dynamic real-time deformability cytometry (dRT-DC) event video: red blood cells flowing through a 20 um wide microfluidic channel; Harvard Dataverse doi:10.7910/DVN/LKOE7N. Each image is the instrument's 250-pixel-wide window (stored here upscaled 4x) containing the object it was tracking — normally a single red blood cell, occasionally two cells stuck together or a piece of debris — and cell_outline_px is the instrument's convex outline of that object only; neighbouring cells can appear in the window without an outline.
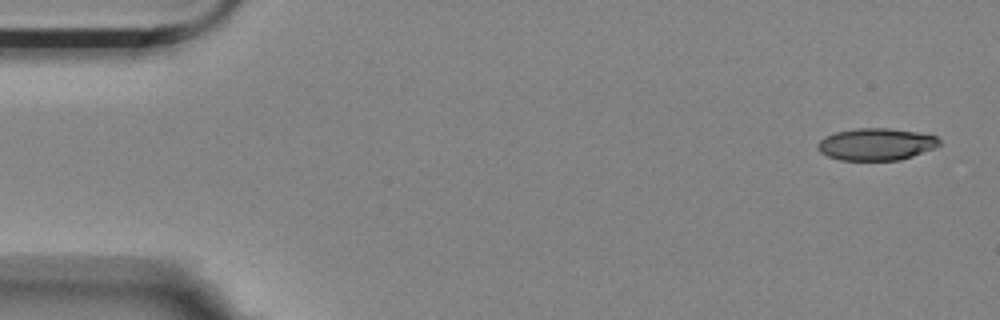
{"species": "Egyptian fruit bat (a non-hibernating species)", "species_latin": "Rousettus aegyptiacus", "temperature_condition": "room temperature", "stored_images_in_passage": 5, "camera_frame_rate_fps": 3000, "um_per_image_px": 0.085, "animal": {"sex": "female"}, "frame": {"image": 1, "passage_image": 1, "time_ms": 0.0, "image_size_px": [1000, 320], "cell_outline_px": [[940, 144], [936, 148], [900, 160], [840, 160], [828, 156], [820, 152], [816, 148], [816, 144], [824, 136], [836, 132], [856, 128], [888, 128], [916, 132], [936, 136], [940, 140]], "centroid_in_image_um": [74.45, 12.26], "position_along_channel_um": 10.5, "area_um2": 22.83}}
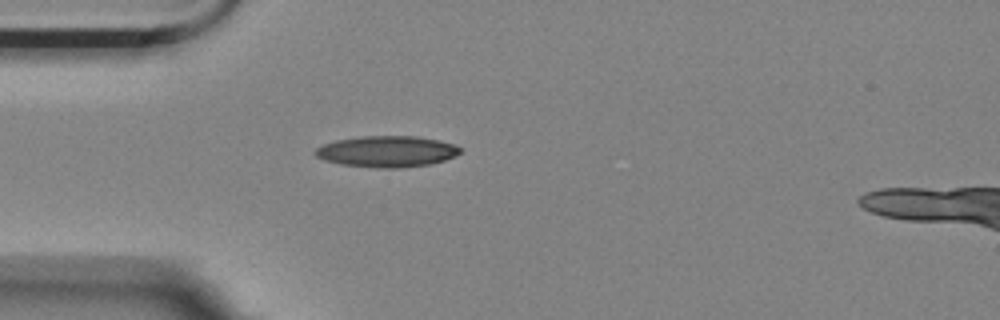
{"frame": {"image": 2, "passage_image": 5, "time_ms": 1.333, "image_size_px": [1000, 320], "cell_outline_px": [[460, 152], [456, 156], [432, 164], [400, 168], [376, 168], [340, 164], [324, 160], [316, 156], [312, 152], [316, 148], [324, 144], [336, 140], [364, 136], [416, 136], [440, 140], [452, 144], [460, 148]], "centroid_in_image_um": [32.87, 12.88], "position_along_channel_um": 52.1, "area_um2": 26.41}}